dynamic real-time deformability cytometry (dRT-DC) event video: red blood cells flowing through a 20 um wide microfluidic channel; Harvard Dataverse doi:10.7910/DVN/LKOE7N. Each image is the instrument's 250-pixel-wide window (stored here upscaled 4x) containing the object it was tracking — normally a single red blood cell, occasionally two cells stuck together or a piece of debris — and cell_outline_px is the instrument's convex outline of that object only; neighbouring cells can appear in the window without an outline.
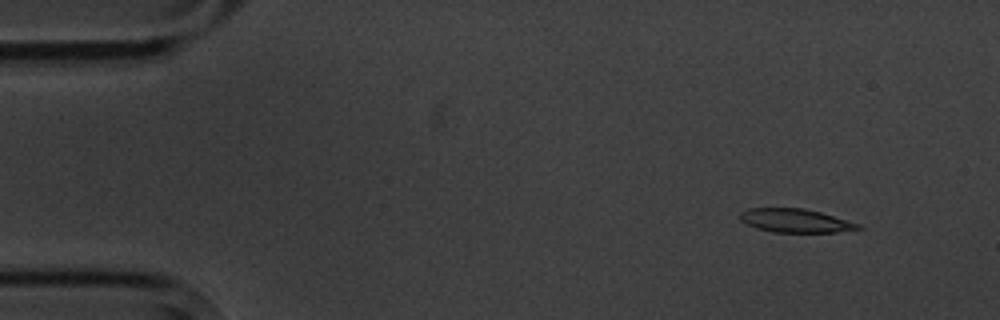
{"species": "common noctule bat (a hibernating species)", "species_latin": "Nyctalus noctula", "temperature_condition": "cold", "stored_images_in_passage": 4, "camera_frame_rate_fps": 3000, "um_per_image_px": 0.085, "animal": {"sex": "male", "body_mass_g": 20.1, "forearm_length_mm": 53.5}, "frame": {"image": 1, "passage_image": 1, "time_ms": 0.0, "image_size_px": [1000, 320], "cell_outline_px": [[864, 228], [840, 232], [772, 232], [756, 228], [740, 220], [740, 212], [748, 208], [804, 208], [820, 212], [860, 224]], "centroid_in_image_um": [67.61, 18.75], "position_along_channel_um": 17.4, "area_um2": 16.24}}
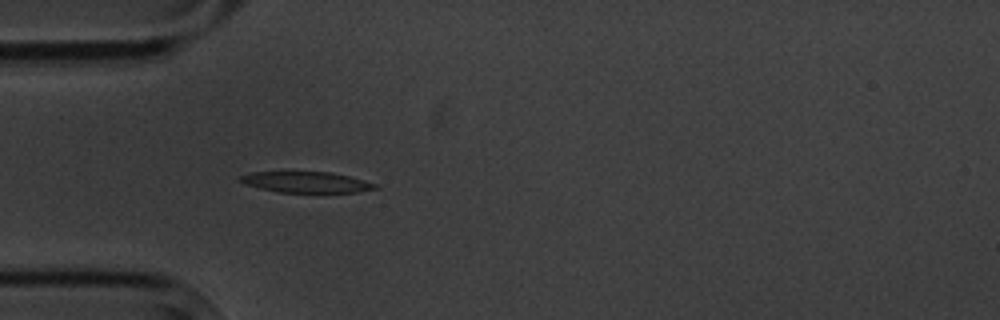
{"frame": {"image": 2, "passage_image": 4, "time_ms": 3.667, "image_size_px": [1000, 320], "cell_outline_px": [[380, 188], [356, 192], [280, 192], [260, 188], [244, 184], [236, 180], [240, 176], [252, 172], [332, 172], [364, 180], [376, 184]], "centroid_in_image_um": [26.01, 15.48], "position_along_channel_um": 59.0, "area_um2": 16.36}}